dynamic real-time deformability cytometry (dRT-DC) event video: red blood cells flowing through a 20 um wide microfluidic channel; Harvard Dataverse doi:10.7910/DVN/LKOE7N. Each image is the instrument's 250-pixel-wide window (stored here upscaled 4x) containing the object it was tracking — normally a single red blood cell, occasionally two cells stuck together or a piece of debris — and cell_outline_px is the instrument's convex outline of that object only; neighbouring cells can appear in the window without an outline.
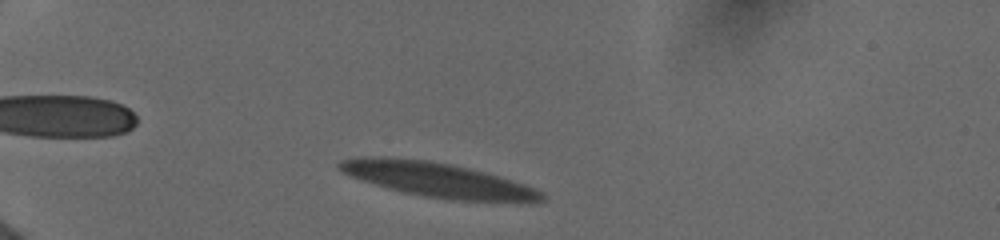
{"species": "human", "species_latin": "Homo sapiens", "temperature_condition": "cold", "stored_images_in_passage": 14, "camera_frame_rate_fps": 3000, "um_per_image_px": 0.085, "donor": {"sex": "female"}, "frame": {"image": 1, "passage_image": 4, "time_ms": 1.0, "image_size_px": [1000, 240], "cell_outline_px": [[544, 200], [448, 200], [424, 196], [404, 192], [388, 188], [340, 172], [336, 168], [336, 164], [340, 160], [360, 156], [380, 156], [428, 160], [452, 164], [484, 172], [524, 184], [536, 188], [544, 196]], "centroid_in_image_um": [37.05, 15.24], "position_along_channel_um": 48.0, "area_um2": 39.94}}
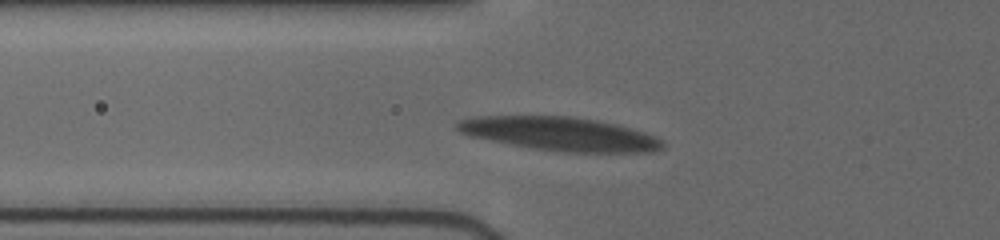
{"frame": {"image": 2, "passage_image": 11, "time_ms": 3.0, "image_size_px": [1000, 240], "cell_outline_px": [[664, 148], [656, 152], [564, 152], [532, 148], [468, 136], [460, 132], [456, 128], [456, 120], [472, 116], [572, 116], [596, 120], [616, 124], [632, 128], [656, 136], [664, 144]], "centroid_in_image_um": [47.58, 11.37], "position_along_channel_um": 78.2, "area_um2": 40.46}}